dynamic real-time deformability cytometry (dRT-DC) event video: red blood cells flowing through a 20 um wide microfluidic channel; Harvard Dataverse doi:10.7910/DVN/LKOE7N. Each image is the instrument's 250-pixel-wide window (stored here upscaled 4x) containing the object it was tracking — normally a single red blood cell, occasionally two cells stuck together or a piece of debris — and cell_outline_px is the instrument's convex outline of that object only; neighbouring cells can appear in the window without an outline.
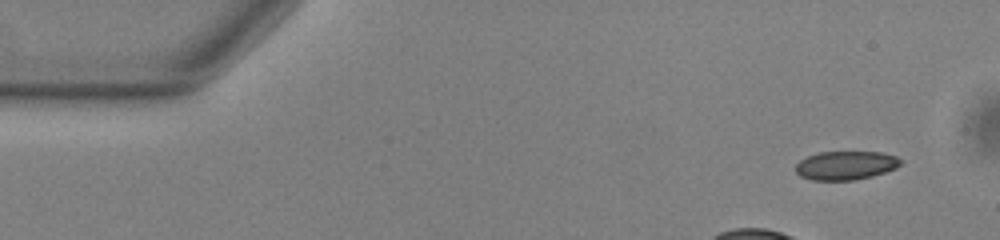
{"species": "common noctule bat (a hibernating species)", "species_latin": "Nyctalus noctula", "temperature_condition": "warm", "stored_images_in_passage": 36, "camera_frame_rate_fps": 3000, "um_per_image_px": 0.085, "animal": {"sex": "male", "body_mass_g": 13.0, "forearm_length_mm": 53.1}, "frame": {"image": 1, "passage_image": 1, "time_ms": 0.0, "image_size_px": [1000, 240], "cell_outline_px": [[904, 160], [896, 168], [872, 176], [856, 180], [812, 180], [800, 176], [796, 172], [796, 164], [800, 160], [808, 156], [820, 152], [880, 152], [896, 156]], "centroid_in_image_um": [71.9, 14.06], "position_along_channel_um": 13.1, "area_um2": 17.57}}
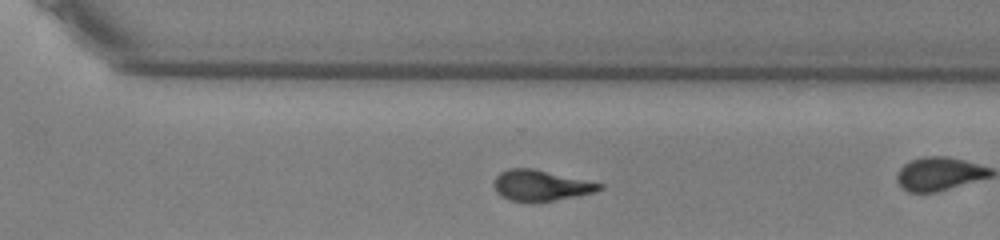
{"frame": {"image": 2, "passage_image": 32, "time_ms": 10.333, "image_size_px": [1000, 240], "cell_outline_px": [[604, 188], [596, 192], [576, 196], [552, 200], [508, 200], [500, 196], [496, 192], [492, 184], [496, 176], [500, 172], [508, 168], [532, 168], [604, 184]], "centroid_in_image_um": [45.95, 15.74], "position_along_channel_um": 324.7, "area_um2": 18.67}}
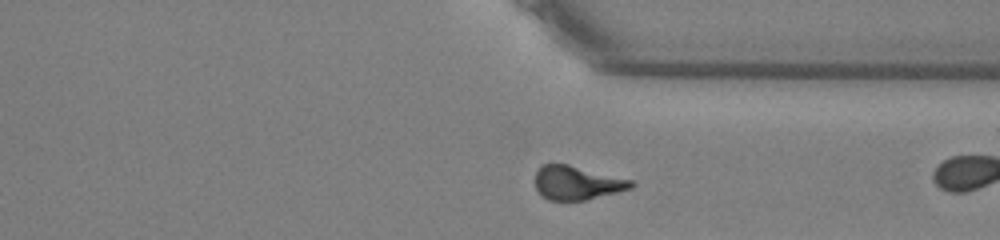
{"frame": {"image": 3, "passage_image": 35, "time_ms": 11.333, "image_size_px": [1000, 240], "cell_outline_px": [[636, 184], [632, 188], [584, 200], [548, 200], [536, 188], [536, 172], [544, 164], [568, 164], [632, 180]], "centroid_in_image_um": [49.06, 15.54], "position_along_channel_um": 362.3, "area_um2": 18.55}}